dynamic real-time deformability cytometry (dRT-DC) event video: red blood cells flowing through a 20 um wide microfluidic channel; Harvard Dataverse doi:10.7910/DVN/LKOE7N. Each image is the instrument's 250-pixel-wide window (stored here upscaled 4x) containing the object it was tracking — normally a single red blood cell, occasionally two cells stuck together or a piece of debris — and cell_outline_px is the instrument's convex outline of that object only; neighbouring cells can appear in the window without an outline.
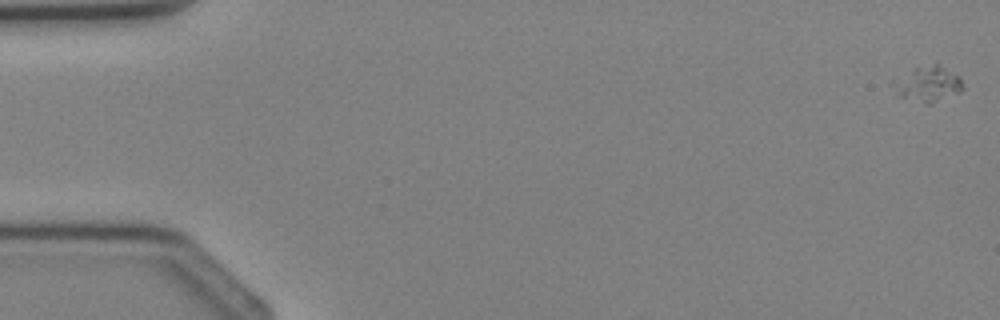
{"species": "Egyptian fruit bat (a non-hibernating species)", "species_latin": "Rousettus aegyptiacus", "temperature_condition": "cold", "stored_images_in_passage": 4, "camera_frame_rate_fps": 3000, "um_per_image_px": 0.085, "animal": {"sex": "female"}, "frame": {"image": 1, "passage_image": 1, "time_ms": 0.0, "image_size_px": [1000, 320], "cell_outline_px": [[964, 88], [960, 92], [928, 104], [896, 96], [888, 84], [892, 80], [916, 68], [936, 60], [960, 76]], "centroid_in_image_um": [78.84, 7.1], "position_along_channel_um": 6.2, "area_um2": 14.97}}
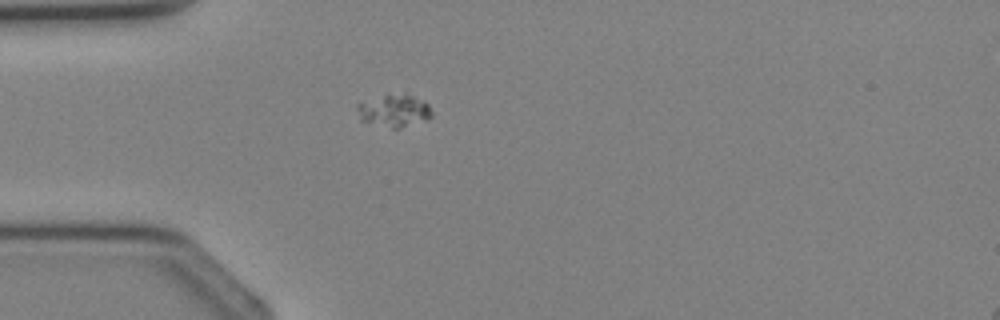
{"frame": {"image": 2, "passage_image": 4, "time_ms": 3.333, "image_size_px": [1000, 320], "cell_outline_px": [[432, 116], [428, 120], [400, 128], [392, 128], [360, 120], [356, 108], [356, 104], [384, 96], [412, 96], [424, 100], [428, 104], [432, 112]], "centroid_in_image_um": [33.53, 9.45], "position_along_channel_um": 51.5, "area_um2": 13.64}}